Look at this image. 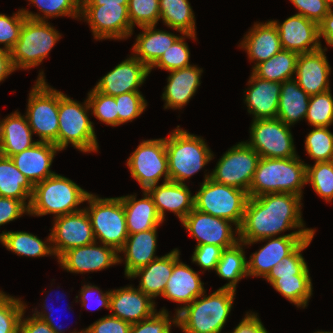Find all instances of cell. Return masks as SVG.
I'll use <instances>...</instances> for the list:
<instances>
[{
    "label": "cell",
    "mask_w": 333,
    "mask_h": 333,
    "mask_svg": "<svg viewBox=\"0 0 333 333\" xmlns=\"http://www.w3.org/2000/svg\"><path fill=\"white\" fill-rule=\"evenodd\" d=\"M172 325L177 327V314L170 317L168 310L163 307L151 317L133 323L130 333H171Z\"/></svg>",
    "instance_id": "cell-51"
},
{
    "label": "cell",
    "mask_w": 333,
    "mask_h": 333,
    "mask_svg": "<svg viewBox=\"0 0 333 333\" xmlns=\"http://www.w3.org/2000/svg\"><path fill=\"white\" fill-rule=\"evenodd\" d=\"M319 40L323 38L329 47H333V8L318 24Z\"/></svg>",
    "instance_id": "cell-60"
},
{
    "label": "cell",
    "mask_w": 333,
    "mask_h": 333,
    "mask_svg": "<svg viewBox=\"0 0 333 333\" xmlns=\"http://www.w3.org/2000/svg\"><path fill=\"white\" fill-rule=\"evenodd\" d=\"M156 206L163 222L165 212L170 211L182 221L194 209V195L192 196L187 184L173 181L162 182L146 190Z\"/></svg>",
    "instance_id": "cell-25"
},
{
    "label": "cell",
    "mask_w": 333,
    "mask_h": 333,
    "mask_svg": "<svg viewBox=\"0 0 333 333\" xmlns=\"http://www.w3.org/2000/svg\"><path fill=\"white\" fill-rule=\"evenodd\" d=\"M27 102L26 117L38 142L52 143L58 148L59 90L46 82L44 71H40Z\"/></svg>",
    "instance_id": "cell-7"
},
{
    "label": "cell",
    "mask_w": 333,
    "mask_h": 333,
    "mask_svg": "<svg viewBox=\"0 0 333 333\" xmlns=\"http://www.w3.org/2000/svg\"><path fill=\"white\" fill-rule=\"evenodd\" d=\"M328 49L299 54L294 80L309 96L330 90L331 66L327 56Z\"/></svg>",
    "instance_id": "cell-22"
},
{
    "label": "cell",
    "mask_w": 333,
    "mask_h": 333,
    "mask_svg": "<svg viewBox=\"0 0 333 333\" xmlns=\"http://www.w3.org/2000/svg\"><path fill=\"white\" fill-rule=\"evenodd\" d=\"M33 132L26 115L18 110L0 120V154L11 157L33 147L38 140H32Z\"/></svg>",
    "instance_id": "cell-30"
},
{
    "label": "cell",
    "mask_w": 333,
    "mask_h": 333,
    "mask_svg": "<svg viewBox=\"0 0 333 333\" xmlns=\"http://www.w3.org/2000/svg\"><path fill=\"white\" fill-rule=\"evenodd\" d=\"M30 4L42 12L33 13L25 8L21 11L26 18L39 21H48L50 18L67 16L80 20L81 0H28Z\"/></svg>",
    "instance_id": "cell-41"
},
{
    "label": "cell",
    "mask_w": 333,
    "mask_h": 333,
    "mask_svg": "<svg viewBox=\"0 0 333 333\" xmlns=\"http://www.w3.org/2000/svg\"><path fill=\"white\" fill-rule=\"evenodd\" d=\"M25 311L20 320L19 333H55L53 329L42 319L32 316H24ZM26 317V318H24Z\"/></svg>",
    "instance_id": "cell-59"
},
{
    "label": "cell",
    "mask_w": 333,
    "mask_h": 333,
    "mask_svg": "<svg viewBox=\"0 0 333 333\" xmlns=\"http://www.w3.org/2000/svg\"><path fill=\"white\" fill-rule=\"evenodd\" d=\"M310 96L294 80L281 83L277 118L288 126L304 120L308 110Z\"/></svg>",
    "instance_id": "cell-34"
},
{
    "label": "cell",
    "mask_w": 333,
    "mask_h": 333,
    "mask_svg": "<svg viewBox=\"0 0 333 333\" xmlns=\"http://www.w3.org/2000/svg\"><path fill=\"white\" fill-rule=\"evenodd\" d=\"M79 293L80 294L75 298L76 302H80L82 304V308L84 306L86 310L92 311L99 310L104 307L109 310L111 290L103 292L100 290V287L91 285V283H85ZM78 298L80 299L79 301Z\"/></svg>",
    "instance_id": "cell-53"
},
{
    "label": "cell",
    "mask_w": 333,
    "mask_h": 333,
    "mask_svg": "<svg viewBox=\"0 0 333 333\" xmlns=\"http://www.w3.org/2000/svg\"><path fill=\"white\" fill-rule=\"evenodd\" d=\"M196 36L197 35L193 34H182L149 68V73L155 68L166 70L169 73L173 70L191 66L190 49L187 42H185V38L193 39L195 41L197 40Z\"/></svg>",
    "instance_id": "cell-43"
},
{
    "label": "cell",
    "mask_w": 333,
    "mask_h": 333,
    "mask_svg": "<svg viewBox=\"0 0 333 333\" xmlns=\"http://www.w3.org/2000/svg\"><path fill=\"white\" fill-rule=\"evenodd\" d=\"M60 150L52 143L37 142L33 147L23 150L10 158L18 170L34 186L54 175L51 165Z\"/></svg>",
    "instance_id": "cell-26"
},
{
    "label": "cell",
    "mask_w": 333,
    "mask_h": 333,
    "mask_svg": "<svg viewBox=\"0 0 333 333\" xmlns=\"http://www.w3.org/2000/svg\"><path fill=\"white\" fill-rule=\"evenodd\" d=\"M316 231H293L283 236L263 238L254 242L245 243L251 246L258 242H267L247 260V273L250 277L265 278L273 267L282 258L288 256L304 239L315 235Z\"/></svg>",
    "instance_id": "cell-15"
},
{
    "label": "cell",
    "mask_w": 333,
    "mask_h": 333,
    "mask_svg": "<svg viewBox=\"0 0 333 333\" xmlns=\"http://www.w3.org/2000/svg\"><path fill=\"white\" fill-rule=\"evenodd\" d=\"M174 266V249L148 265L137 269L128 279L140 278L138 289L147 294L153 301L162 297L167 281L172 275Z\"/></svg>",
    "instance_id": "cell-32"
},
{
    "label": "cell",
    "mask_w": 333,
    "mask_h": 333,
    "mask_svg": "<svg viewBox=\"0 0 333 333\" xmlns=\"http://www.w3.org/2000/svg\"><path fill=\"white\" fill-rule=\"evenodd\" d=\"M306 166L300 156L293 158L261 157L248 192L249 197L269 193H292L303 197Z\"/></svg>",
    "instance_id": "cell-3"
},
{
    "label": "cell",
    "mask_w": 333,
    "mask_h": 333,
    "mask_svg": "<svg viewBox=\"0 0 333 333\" xmlns=\"http://www.w3.org/2000/svg\"><path fill=\"white\" fill-rule=\"evenodd\" d=\"M129 0H81V5H128Z\"/></svg>",
    "instance_id": "cell-63"
},
{
    "label": "cell",
    "mask_w": 333,
    "mask_h": 333,
    "mask_svg": "<svg viewBox=\"0 0 333 333\" xmlns=\"http://www.w3.org/2000/svg\"><path fill=\"white\" fill-rule=\"evenodd\" d=\"M119 126L138 118L147 108V100L141 91L128 92L115 97Z\"/></svg>",
    "instance_id": "cell-50"
},
{
    "label": "cell",
    "mask_w": 333,
    "mask_h": 333,
    "mask_svg": "<svg viewBox=\"0 0 333 333\" xmlns=\"http://www.w3.org/2000/svg\"><path fill=\"white\" fill-rule=\"evenodd\" d=\"M160 20L182 34H196L194 11L188 0H159Z\"/></svg>",
    "instance_id": "cell-38"
},
{
    "label": "cell",
    "mask_w": 333,
    "mask_h": 333,
    "mask_svg": "<svg viewBox=\"0 0 333 333\" xmlns=\"http://www.w3.org/2000/svg\"><path fill=\"white\" fill-rule=\"evenodd\" d=\"M149 74V68L131 54L104 75L93 88L103 94L116 97L120 94L140 91L139 87L145 83Z\"/></svg>",
    "instance_id": "cell-20"
},
{
    "label": "cell",
    "mask_w": 333,
    "mask_h": 333,
    "mask_svg": "<svg viewBox=\"0 0 333 333\" xmlns=\"http://www.w3.org/2000/svg\"><path fill=\"white\" fill-rule=\"evenodd\" d=\"M33 188L12 159L0 154V196L18 199L29 208Z\"/></svg>",
    "instance_id": "cell-36"
},
{
    "label": "cell",
    "mask_w": 333,
    "mask_h": 333,
    "mask_svg": "<svg viewBox=\"0 0 333 333\" xmlns=\"http://www.w3.org/2000/svg\"><path fill=\"white\" fill-rule=\"evenodd\" d=\"M204 175L200 189L194 194V208L218 218L229 220L239 228L242 224L249 195L233 186L223 185Z\"/></svg>",
    "instance_id": "cell-9"
},
{
    "label": "cell",
    "mask_w": 333,
    "mask_h": 333,
    "mask_svg": "<svg viewBox=\"0 0 333 333\" xmlns=\"http://www.w3.org/2000/svg\"><path fill=\"white\" fill-rule=\"evenodd\" d=\"M244 91V103L253 120L277 118L281 83L263 80L252 72Z\"/></svg>",
    "instance_id": "cell-24"
},
{
    "label": "cell",
    "mask_w": 333,
    "mask_h": 333,
    "mask_svg": "<svg viewBox=\"0 0 333 333\" xmlns=\"http://www.w3.org/2000/svg\"><path fill=\"white\" fill-rule=\"evenodd\" d=\"M126 165L142 191L157 185L162 176L163 183L170 181L165 138L142 140Z\"/></svg>",
    "instance_id": "cell-11"
},
{
    "label": "cell",
    "mask_w": 333,
    "mask_h": 333,
    "mask_svg": "<svg viewBox=\"0 0 333 333\" xmlns=\"http://www.w3.org/2000/svg\"><path fill=\"white\" fill-rule=\"evenodd\" d=\"M180 255V250L174 248L173 272L162 295L167 300L183 304V306L181 305L175 309V314L207 290L203 286L204 282L201 281L200 274L193 270L191 266L182 262Z\"/></svg>",
    "instance_id": "cell-21"
},
{
    "label": "cell",
    "mask_w": 333,
    "mask_h": 333,
    "mask_svg": "<svg viewBox=\"0 0 333 333\" xmlns=\"http://www.w3.org/2000/svg\"><path fill=\"white\" fill-rule=\"evenodd\" d=\"M90 193L73 180L55 173L34 185L29 205V216L53 214L54 218L83 210L78 206Z\"/></svg>",
    "instance_id": "cell-4"
},
{
    "label": "cell",
    "mask_w": 333,
    "mask_h": 333,
    "mask_svg": "<svg viewBox=\"0 0 333 333\" xmlns=\"http://www.w3.org/2000/svg\"><path fill=\"white\" fill-rule=\"evenodd\" d=\"M59 293V292H58ZM57 292H56V296H58V299H62V298H64L63 297V295H61L60 293L58 294ZM49 296V295H48ZM52 300V299H51ZM47 301V299L45 300V302L43 303V310L42 311H38V308L36 307L34 310H32V311H34V313H53V307H51V305H47L48 303L46 302ZM45 309V310H44Z\"/></svg>",
    "instance_id": "cell-64"
},
{
    "label": "cell",
    "mask_w": 333,
    "mask_h": 333,
    "mask_svg": "<svg viewBox=\"0 0 333 333\" xmlns=\"http://www.w3.org/2000/svg\"><path fill=\"white\" fill-rule=\"evenodd\" d=\"M80 19L90 26L96 40H123L133 35L128 5H81Z\"/></svg>",
    "instance_id": "cell-14"
},
{
    "label": "cell",
    "mask_w": 333,
    "mask_h": 333,
    "mask_svg": "<svg viewBox=\"0 0 333 333\" xmlns=\"http://www.w3.org/2000/svg\"><path fill=\"white\" fill-rule=\"evenodd\" d=\"M128 16L133 29L157 25L160 20L159 0H129Z\"/></svg>",
    "instance_id": "cell-49"
},
{
    "label": "cell",
    "mask_w": 333,
    "mask_h": 333,
    "mask_svg": "<svg viewBox=\"0 0 333 333\" xmlns=\"http://www.w3.org/2000/svg\"><path fill=\"white\" fill-rule=\"evenodd\" d=\"M52 248L56 259L69 249L95 242L93 228L85 209L53 219Z\"/></svg>",
    "instance_id": "cell-17"
},
{
    "label": "cell",
    "mask_w": 333,
    "mask_h": 333,
    "mask_svg": "<svg viewBox=\"0 0 333 333\" xmlns=\"http://www.w3.org/2000/svg\"><path fill=\"white\" fill-rule=\"evenodd\" d=\"M24 214L29 215V208L22 201L0 196V226L15 221Z\"/></svg>",
    "instance_id": "cell-56"
},
{
    "label": "cell",
    "mask_w": 333,
    "mask_h": 333,
    "mask_svg": "<svg viewBox=\"0 0 333 333\" xmlns=\"http://www.w3.org/2000/svg\"><path fill=\"white\" fill-rule=\"evenodd\" d=\"M170 181L185 184L214 158L205 139L179 125L165 138Z\"/></svg>",
    "instance_id": "cell-5"
},
{
    "label": "cell",
    "mask_w": 333,
    "mask_h": 333,
    "mask_svg": "<svg viewBox=\"0 0 333 333\" xmlns=\"http://www.w3.org/2000/svg\"><path fill=\"white\" fill-rule=\"evenodd\" d=\"M303 198L292 193H269L249 197L239 227V240L243 243L263 238L283 236L287 230L315 231L306 228L302 218Z\"/></svg>",
    "instance_id": "cell-1"
},
{
    "label": "cell",
    "mask_w": 333,
    "mask_h": 333,
    "mask_svg": "<svg viewBox=\"0 0 333 333\" xmlns=\"http://www.w3.org/2000/svg\"><path fill=\"white\" fill-rule=\"evenodd\" d=\"M305 120L312 127H330L333 124V96L331 89L310 96Z\"/></svg>",
    "instance_id": "cell-47"
},
{
    "label": "cell",
    "mask_w": 333,
    "mask_h": 333,
    "mask_svg": "<svg viewBox=\"0 0 333 333\" xmlns=\"http://www.w3.org/2000/svg\"><path fill=\"white\" fill-rule=\"evenodd\" d=\"M313 238L314 235L304 239L288 256L282 258L281 262L273 267L264 279L271 284L280 277L310 275L309 267L301 252L310 245Z\"/></svg>",
    "instance_id": "cell-42"
},
{
    "label": "cell",
    "mask_w": 333,
    "mask_h": 333,
    "mask_svg": "<svg viewBox=\"0 0 333 333\" xmlns=\"http://www.w3.org/2000/svg\"><path fill=\"white\" fill-rule=\"evenodd\" d=\"M16 71L10 51L0 49V82Z\"/></svg>",
    "instance_id": "cell-61"
},
{
    "label": "cell",
    "mask_w": 333,
    "mask_h": 333,
    "mask_svg": "<svg viewBox=\"0 0 333 333\" xmlns=\"http://www.w3.org/2000/svg\"><path fill=\"white\" fill-rule=\"evenodd\" d=\"M313 333H333V331H323V330H318L316 332H313Z\"/></svg>",
    "instance_id": "cell-66"
},
{
    "label": "cell",
    "mask_w": 333,
    "mask_h": 333,
    "mask_svg": "<svg viewBox=\"0 0 333 333\" xmlns=\"http://www.w3.org/2000/svg\"><path fill=\"white\" fill-rule=\"evenodd\" d=\"M26 17L21 11L13 13V16H7L0 13V49L11 51L18 41L20 31Z\"/></svg>",
    "instance_id": "cell-52"
},
{
    "label": "cell",
    "mask_w": 333,
    "mask_h": 333,
    "mask_svg": "<svg viewBox=\"0 0 333 333\" xmlns=\"http://www.w3.org/2000/svg\"><path fill=\"white\" fill-rule=\"evenodd\" d=\"M70 333H90V332L87 328H84L81 331H76V328H75V331L74 330L72 332L70 331Z\"/></svg>",
    "instance_id": "cell-65"
},
{
    "label": "cell",
    "mask_w": 333,
    "mask_h": 333,
    "mask_svg": "<svg viewBox=\"0 0 333 333\" xmlns=\"http://www.w3.org/2000/svg\"><path fill=\"white\" fill-rule=\"evenodd\" d=\"M224 249L213 244L196 245L191 260L200 266L204 273L206 270H214L221 258Z\"/></svg>",
    "instance_id": "cell-54"
},
{
    "label": "cell",
    "mask_w": 333,
    "mask_h": 333,
    "mask_svg": "<svg viewBox=\"0 0 333 333\" xmlns=\"http://www.w3.org/2000/svg\"><path fill=\"white\" fill-rule=\"evenodd\" d=\"M97 241L64 252L58 259L60 267L70 273L85 274L102 271L119 264V253Z\"/></svg>",
    "instance_id": "cell-18"
},
{
    "label": "cell",
    "mask_w": 333,
    "mask_h": 333,
    "mask_svg": "<svg viewBox=\"0 0 333 333\" xmlns=\"http://www.w3.org/2000/svg\"><path fill=\"white\" fill-rule=\"evenodd\" d=\"M132 46V55L150 68L159 57L180 37L179 34L156 29V25L140 27Z\"/></svg>",
    "instance_id": "cell-33"
},
{
    "label": "cell",
    "mask_w": 333,
    "mask_h": 333,
    "mask_svg": "<svg viewBox=\"0 0 333 333\" xmlns=\"http://www.w3.org/2000/svg\"><path fill=\"white\" fill-rule=\"evenodd\" d=\"M21 300L0 291V333H19L20 320L27 308Z\"/></svg>",
    "instance_id": "cell-46"
},
{
    "label": "cell",
    "mask_w": 333,
    "mask_h": 333,
    "mask_svg": "<svg viewBox=\"0 0 333 333\" xmlns=\"http://www.w3.org/2000/svg\"><path fill=\"white\" fill-rule=\"evenodd\" d=\"M84 207L91 221L95 240L119 252L128 237L123 202L120 197L101 198L90 193Z\"/></svg>",
    "instance_id": "cell-8"
},
{
    "label": "cell",
    "mask_w": 333,
    "mask_h": 333,
    "mask_svg": "<svg viewBox=\"0 0 333 333\" xmlns=\"http://www.w3.org/2000/svg\"><path fill=\"white\" fill-rule=\"evenodd\" d=\"M157 229L129 234L124 246L118 253L119 264H125L124 275L129 277L137 269L148 265L153 260L159 258L156 256L157 249ZM123 258V259H122Z\"/></svg>",
    "instance_id": "cell-29"
},
{
    "label": "cell",
    "mask_w": 333,
    "mask_h": 333,
    "mask_svg": "<svg viewBox=\"0 0 333 333\" xmlns=\"http://www.w3.org/2000/svg\"><path fill=\"white\" fill-rule=\"evenodd\" d=\"M260 158L245 141L238 142L219 158L210 179L248 193Z\"/></svg>",
    "instance_id": "cell-12"
},
{
    "label": "cell",
    "mask_w": 333,
    "mask_h": 333,
    "mask_svg": "<svg viewBox=\"0 0 333 333\" xmlns=\"http://www.w3.org/2000/svg\"><path fill=\"white\" fill-rule=\"evenodd\" d=\"M33 315L46 322L55 333H65L62 325H57L53 313H33Z\"/></svg>",
    "instance_id": "cell-62"
},
{
    "label": "cell",
    "mask_w": 333,
    "mask_h": 333,
    "mask_svg": "<svg viewBox=\"0 0 333 333\" xmlns=\"http://www.w3.org/2000/svg\"><path fill=\"white\" fill-rule=\"evenodd\" d=\"M62 34L48 21L26 18L18 41L10 51L16 70H29L40 65Z\"/></svg>",
    "instance_id": "cell-10"
},
{
    "label": "cell",
    "mask_w": 333,
    "mask_h": 333,
    "mask_svg": "<svg viewBox=\"0 0 333 333\" xmlns=\"http://www.w3.org/2000/svg\"><path fill=\"white\" fill-rule=\"evenodd\" d=\"M330 127H313L305 137V151L315 162L333 161V133Z\"/></svg>",
    "instance_id": "cell-45"
},
{
    "label": "cell",
    "mask_w": 333,
    "mask_h": 333,
    "mask_svg": "<svg viewBox=\"0 0 333 333\" xmlns=\"http://www.w3.org/2000/svg\"><path fill=\"white\" fill-rule=\"evenodd\" d=\"M249 312H246L245 317L231 333H269L261 322L258 314L252 311Z\"/></svg>",
    "instance_id": "cell-58"
},
{
    "label": "cell",
    "mask_w": 333,
    "mask_h": 333,
    "mask_svg": "<svg viewBox=\"0 0 333 333\" xmlns=\"http://www.w3.org/2000/svg\"><path fill=\"white\" fill-rule=\"evenodd\" d=\"M131 325L127 321L107 315L89 325L87 329L90 333H130Z\"/></svg>",
    "instance_id": "cell-57"
},
{
    "label": "cell",
    "mask_w": 333,
    "mask_h": 333,
    "mask_svg": "<svg viewBox=\"0 0 333 333\" xmlns=\"http://www.w3.org/2000/svg\"><path fill=\"white\" fill-rule=\"evenodd\" d=\"M142 196L144 197L138 200L135 193L120 197L125 210L128 235L148 231L163 224L149 193L144 190Z\"/></svg>",
    "instance_id": "cell-31"
},
{
    "label": "cell",
    "mask_w": 333,
    "mask_h": 333,
    "mask_svg": "<svg viewBox=\"0 0 333 333\" xmlns=\"http://www.w3.org/2000/svg\"><path fill=\"white\" fill-rule=\"evenodd\" d=\"M297 8V14L319 24L332 7L327 0H289Z\"/></svg>",
    "instance_id": "cell-55"
},
{
    "label": "cell",
    "mask_w": 333,
    "mask_h": 333,
    "mask_svg": "<svg viewBox=\"0 0 333 333\" xmlns=\"http://www.w3.org/2000/svg\"><path fill=\"white\" fill-rule=\"evenodd\" d=\"M236 291H206L177 313V327L184 333H221L231 313Z\"/></svg>",
    "instance_id": "cell-2"
},
{
    "label": "cell",
    "mask_w": 333,
    "mask_h": 333,
    "mask_svg": "<svg viewBox=\"0 0 333 333\" xmlns=\"http://www.w3.org/2000/svg\"><path fill=\"white\" fill-rule=\"evenodd\" d=\"M328 4L331 6H333V0H327Z\"/></svg>",
    "instance_id": "cell-67"
},
{
    "label": "cell",
    "mask_w": 333,
    "mask_h": 333,
    "mask_svg": "<svg viewBox=\"0 0 333 333\" xmlns=\"http://www.w3.org/2000/svg\"><path fill=\"white\" fill-rule=\"evenodd\" d=\"M202 73L197 65L170 71L162 93L164 108L180 110L188 104L201 85Z\"/></svg>",
    "instance_id": "cell-28"
},
{
    "label": "cell",
    "mask_w": 333,
    "mask_h": 333,
    "mask_svg": "<svg viewBox=\"0 0 333 333\" xmlns=\"http://www.w3.org/2000/svg\"><path fill=\"white\" fill-rule=\"evenodd\" d=\"M245 243L238 242L236 245L224 249L221 258L216 265L215 273L224 280H227L220 289H231L236 291L237 283L245 277L247 273V258L245 256Z\"/></svg>",
    "instance_id": "cell-37"
},
{
    "label": "cell",
    "mask_w": 333,
    "mask_h": 333,
    "mask_svg": "<svg viewBox=\"0 0 333 333\" xmlns=\"http://www.w3.org/2000/svg\"><path fill=\"white\" fill-rule=\"evenodd\" d=\"M306 166V184L326 202L333 200V161L314 162Z\"/></svg>",
    "instance_id": "cell-44"
},
{
    "label": "cell",
    "mask_w": 333,
    "mask_h": 333,
    "mask_svg": "<svg viewBox=\"0 0 333 333\" xmlns=\"http://www.w3.org/2000/svg\"><path fill=\"white\" fill-rule=\"evenodd\" d=\"M238 46L247 52L251 62L254 61L252 69L282 50L277 27L271 19L265 23L254 22Z\"/></svg>",
    "instance_id": "cell-27"
},
{
    "label": "cell",
    "mask_w": 333,
    "mask_h": 333,
    "mask_svg": "<svg viewBox=\"0 0 333 333\" xmlns=\"http://www.w3.org/2000/svg\"><path fill=\"white\" fill-rule=\"evenodd\" d=\"M299 54L282 49L270 59L256 65L251 71L263 80L272 82L294 79Z\"/></svg>",
    "instance_id": "cell-39"
},
{
    "label": "cell",
    "mask_w": 333,
    "mask_h": 333,
    "mask_svg": "<svg viewBox=\"0 0 333 333\" xmlns=\"http://www.w3.org/2000/svg\"><path fill=\"white\" fill-rule=\"evenodd\" d=\"M91 115L108 126H119V115L115 97L103 94L94 88L87 94Z\"/></svg>",
    "instance_id": "cell-48"
},
{
    "label": "cell",
    "mask_w": 333,
    "mask_h": 333,
    "mask_svg": "<svg viewBox=\"0 0 333 333\" xmlns=\"http://www.w3.org/2000/svg\"><path fill=\"white\" fill-rule=\"evenodd\" d=\"M246 143L263 158H293L297 154L291 126L280 119L252 120Z\"/></svg>",
    "instance_id": "cell-13"
},
{
    "label": "cell",
    "mask_w": 333,
    "mask_h": 333,
    "mask_svg": "<svg viewBox=\"0 0 333 333\" xmlns=\"http://www.w3.org/2000/svg\"><path fill=\"white\" fill-rule=\"evenodd\" d=\"M88 99L79 103L59 91L58 149L65 150L69 144L83 153L98 152L99 144L94 123L89 119Z\"/></svg>",
    "instance_id": "cell-6"
},
{
    "label": "cell",
    "mask_w": 333,
    "mask_h": 333,
    "mask_svg": "<svg viewBox=\"0 0 333 333\" xmlns=\"http://www.w3.org/2000/svg\"><path fill=\"white\" fill-rule=\"evenodd\" d=\"M181 224L197 241V245L213 244L227 249L240 241L239 228L236 224L202 213L195 208L181 221ZM232 226H235V229Z\"/></svg>",
    "instance_id": "cell-16"
},
{
    "label": "cell",
    "mask_w": 333,
    "mask_h": 333,
    "mask_svg": "<svg viewBox=\"0 0 333 333\" xmlns=\"http://www.w3.org/2000/svg\"><path fill=\"white\" fill-rule=\"evenodd\" d=\"M270 285L297 308L307 307L313 294L310 275L280 277Z\"/></svg>",
    "instance_id": "cell-40"
},
{
    "label": "cell",
    "mask_w": 333,
    "mask_h": 333,
    "mask_svg": "<svg viewBox=\"0 0 333 333\" xmlns=\"http://www.w3.org/2000/svg\"><path fill=\"white\" fill-rule=\"evenodd\" d=\"M277 27L282 49L297 54L310 53L322 46L319 40L318 24L295 13L284 22L271 20Z\"/></svg>",
    "instance_id": "cell-19"
},
{
    "label": "cell",
    "mask_w": 333,
    "mask_h": 333,
    "mask_svg": "<svg viewBox=\"0 0 333 333\" xmlns=\"http://www.w3.org/2000/svg\"><path fill=\"white\" fill-rule=\"evenodd\" d=\"M47 241V242H46ZM0 243L8 250L18 256L26 257H44L55 256L51 234L45 241L38 236L26 231H2L0 234Z\"/></svg>",
    "instance_id": "cell-35"
},
{
    "label": "cell",
    "mask_w": 333,
    "mask_h": 333,
    "mask_svg": "<svg viewBox=\"0 0 333 333\" xmlns=\"http://www.w3.org/2000/svg\"><path fill=\"white\" fill-rule=\"evenodd\" d=\"M155 305V301L133 285L111 290L110 315L131 324L151 317L157 311Z\"/></svg>",
    "instance_id": "cell-23"
}]
</instances>
